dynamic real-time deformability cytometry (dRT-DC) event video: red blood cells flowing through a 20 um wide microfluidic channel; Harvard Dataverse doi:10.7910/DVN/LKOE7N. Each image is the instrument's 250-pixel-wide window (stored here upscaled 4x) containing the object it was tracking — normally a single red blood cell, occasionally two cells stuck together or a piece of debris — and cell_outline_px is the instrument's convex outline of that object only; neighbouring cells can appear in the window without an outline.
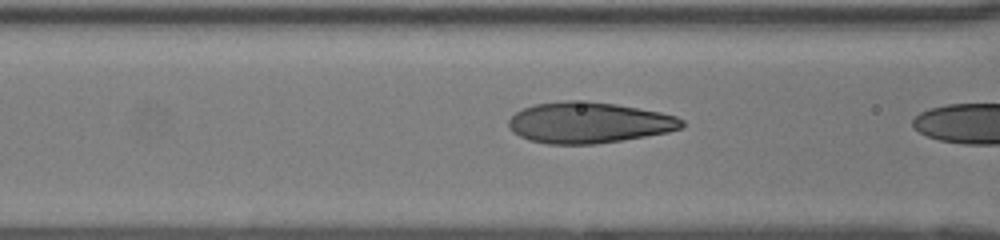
{"species": "human", "species_latin": "Homo sapiens", "temperature_condition": "room temperature", "stored_images_in_passage": 22, "camera_frame_rate_fps": 3000, "um_per_image_px": 0.085, "donor": {"sex": "female"}, "frame": {"image": 1, "passage_image": 21, "time_ms": 6.667, "image_size_px": [1000, 240], "cell_outline_px": [[684, 128], [668, 132], [596, 144], [548, 144], [528, 140], [512, 132], [508, 124], [508, 120], [516, 112], [524, 108], [536, 104], [564, 100], [588, 100], [616, 104], [660, 112], [676, 116], [684, 120]], "centroid_in_image_um": [50.05, 10.42], "position_along_channel_um": 116.6, "area_um2": 41.5}}